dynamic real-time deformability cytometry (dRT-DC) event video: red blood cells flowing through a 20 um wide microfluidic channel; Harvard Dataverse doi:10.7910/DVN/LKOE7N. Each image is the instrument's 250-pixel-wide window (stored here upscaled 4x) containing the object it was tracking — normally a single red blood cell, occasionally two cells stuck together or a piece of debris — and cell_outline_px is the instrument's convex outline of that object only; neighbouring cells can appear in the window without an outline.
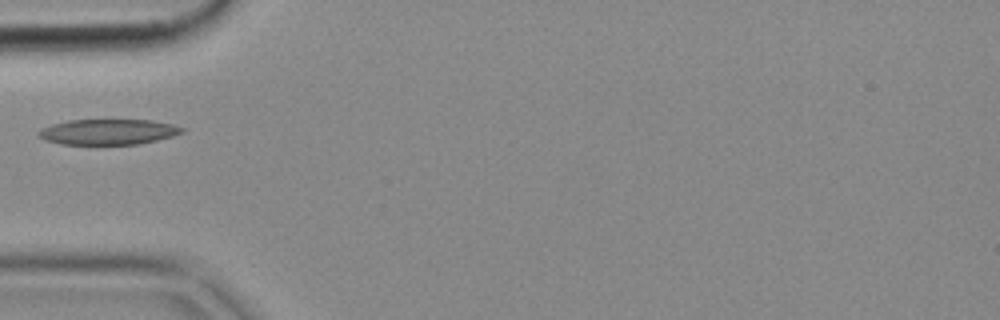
{"species": "common noctule bat (a hibernating species)", "species_latin": "Nyctalus noctula", "temperature_condition": "cold", "stored_images_in_passage": 36, "camera_frame_rate_fps": 3000, "um_per_image_px": 0.085, "animal": {"sex": "female", "body_mass_g": 18.4}, "frame": {"image": 1, "passage_image": 1, "time_ms": 0.0, "image_size_px": [1000, 320], "cell_outline_px": [[184, 132], [172, 136], [156, 140], [136, 144], [60, 144], [44, 140], [36, 132], [40, 128], [52, 124], [68, 120], [152, 120], [172, 124], [184, 128]], "centroid_in_image_um": [9.16, 11.2], "position_along_channel_um": 75.8, "area_um2": 21.27}}
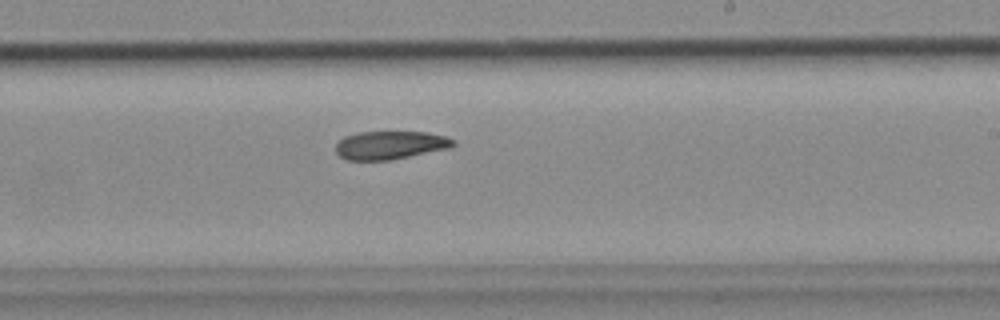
{"frame": {"image": 2, "passage_image": 15, "time_ms": 4.667, "image_size_px": [1000, 320], "cell_outline_px": [[456, 144], [452, 148], [388, 160], [348, 160], [340, 156], [336, 152], [336, 144], [344, 136], [360, 132], [428, 132], [444, 136], [456, 140]], "centroid_in_image_um": [33.2, 12.33], "position_along_channel_um": 255.8, "area_um2": 19.36}}
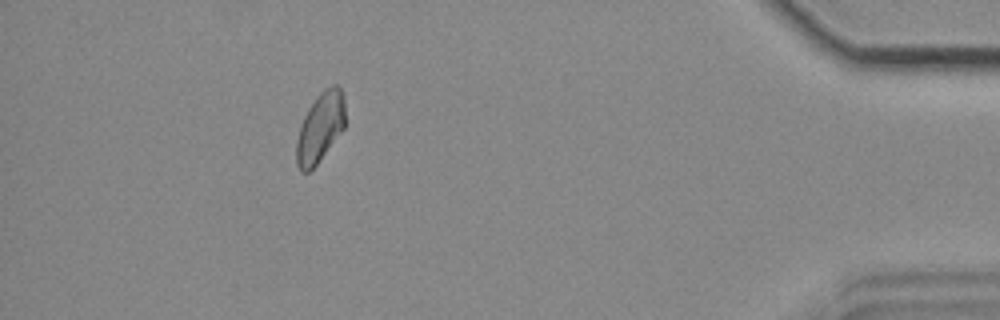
{"frame": {"image": 3, "passage_image": 31, "time_ms": 10.0, "image_size_px": [1000, 320], "cell_outline_px": [[344, 128], [316, 164], [308, 172], [300, 172], [296, 164], [296, 140], [300, 124], [308, 108], [316, 96], [324, 88], [332, 84], [336, 84], [340, 88], [344, 96]], "centroid_in_image_um": [27.19, 10.81], "position_along_channel_um": 408.0, "area_um2": 19.77}}